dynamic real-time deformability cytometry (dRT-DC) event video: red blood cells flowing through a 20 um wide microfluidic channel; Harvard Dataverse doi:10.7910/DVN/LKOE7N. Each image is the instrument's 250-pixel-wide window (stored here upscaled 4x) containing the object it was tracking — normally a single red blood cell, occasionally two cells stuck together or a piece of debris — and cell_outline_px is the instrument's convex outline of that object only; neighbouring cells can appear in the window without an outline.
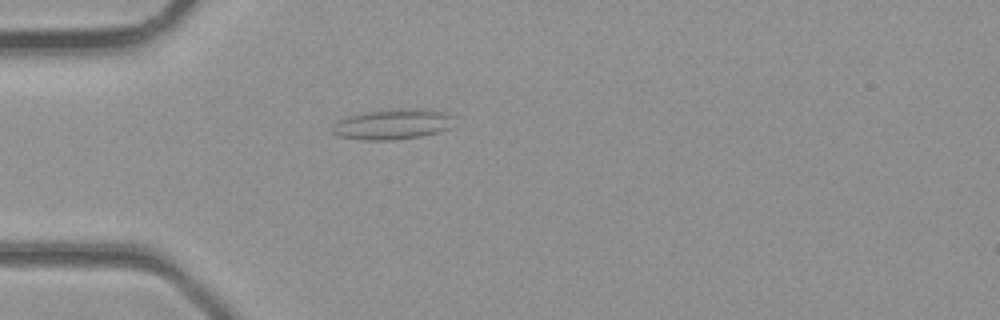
{"species": "common noctule bat (a hibernating species)", "species_latin": "Nyctalus noctula", "temperature_condition": "room temperature", "stored_images_in_passage": 4, "camera_frame_rate_fps": 3000, "um_per_image_px": 0.085, "animal": {"sex": "male", "body_mass_g": 23.1, "forearm_length_mm": 52.7}, "frame": {"image": 1, "passage_image": 4, "time_ms": 1.0, "image_size_px": [1000, 320], "cell_outline_px": [[452, 116], [448, 128], [436, 132], [420, 136], [392, 140], [364, 140], [336, 136], [332, 132], [332, 124], [336, 120], [348, 116], [364, 112], [396, 108], [424, 108], [448, 112]], "centroid_in_image_um": [33.3, 10.54], "position_along_channel_um": 51.7, "area_um2": 21.73}}